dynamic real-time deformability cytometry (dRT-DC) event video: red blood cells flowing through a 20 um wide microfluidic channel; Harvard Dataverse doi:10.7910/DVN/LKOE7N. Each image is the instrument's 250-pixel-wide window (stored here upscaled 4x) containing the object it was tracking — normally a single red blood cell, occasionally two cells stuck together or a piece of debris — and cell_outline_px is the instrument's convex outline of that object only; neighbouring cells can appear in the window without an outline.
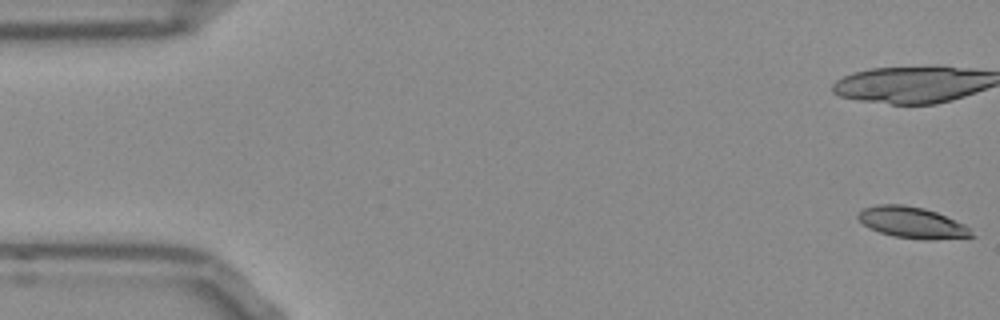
{"species": "Egyptian fruit bat (a non-hibernating species)", "species_latin": "Rousettus aegyptiacus", "temperature_condition": "room temperature", "stored_images_in_passage": 14, "camera_frame_rate_fps": 3000, "um_per_image_px": 0.085, "frame": {"image": 1, "passage_image": 1, "time_ms": 0.0, "image_size_px": [1000, 320], "cell_outline_px": [[976, 236], [936, 240], [924, 240], [892, 236], [880, 232], [864, 224], [856, 216], [864, 208], [876, 204], [904, 204], [924, 208], [936, 212], [964, 224]], "centroid_in_image_um": [77.55, 18.92], "position_along_channel_um": 7.5, "area_um2": 20.58}}